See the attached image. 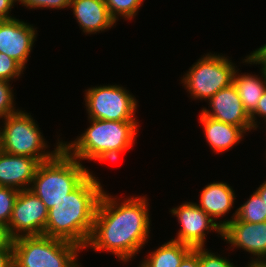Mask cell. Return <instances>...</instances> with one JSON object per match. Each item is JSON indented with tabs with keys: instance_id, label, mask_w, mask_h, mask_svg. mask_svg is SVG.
<instances>
[{
	"instance_id": "1",
	"label": "cell",
	"mask_w": 266,
	"mask_h": 267,
	"mask_svg": "<svg viewBox=\"0 0 266 267\" xmlns=\"http://www.w3.org/2000/svg\"><path fill=\"white\" fill-rule=\"evenodd\" d=\"M119 200L103 191L86 248L95 252L108 251L128 262L148 242L151 231L149 203L146 196Z\"/></svg>"
},
{
	"instance_id": "2",
	"label": "cell",
	"mask_w": 266,
	"mask_h": 267,
	"mask_svg": "<svg viewBox=\"0 0 266 267\" xmlns=\"http://www.w3.org/2000/svg\"><path fill=\"white\" fill-rule=\"evenodd\" d=\"M103 191L99 179L91 173L73 192L48 210L44 235L85 249Z\"/></svg>"
},
{
	"instance_id": "3",
	"label": "cell",
	"mask_w": 266,
	"mask_h": 267,
	"mask_svg": "<svg viewBox=\"0 0 266 267\" xmlns=\"http://www.w3.org/2000/svg\"><path fill=\"white\" fill-rule=\"evenodd\" d=\"M88 120L91 125L76 140L63 141V148L79 161L117 160L132 147L139 130L138 121Z\"/></svg>"
},
{
	"instance_id": "4",
	"label": "cell",
	"mask_w": 266,
	"mask_h": 267,
	"mask_svg": "<svg viewBox=\"0 0 266 267\" xmlns=\"http://www.w3.org/2000/svg\"><path fill=\"white\" fill-rule=\"evenodd\" d=\"M91 173L62 148L53 158L40 163L30 190L49 210L73 192Z\"/></svg>"
},
{
	"instance_id": "5",
	"label": "cell",
	"mask_w": 266,
	"mask_h": 267,
	"mask_svg": "<svg viewBox=\"0 0 266 267\" xmlns=\"http://www.w3.org/2000/svg\"><path fill=\"white\" fill-rule=\"evenodd\" d=\"M14 267H80L81 248L75 243L46 235L20 236L12 240Z\"/></svg>"
},
{
	"instance_id": "6",
	"label": "cell",
	"mask_w": 266,
	"mask_h": 267,
	"mask_svg": "<svg viewBox=\"0 0 266 267\" xmlns=\"http://www.w3.org/2000/svg\"><path fill=\"white\" fill-rule=\"evenodd\" d=\"M29 114L25 110H18L4 118V127L0 128L1 150L13 155L28 156L40 162L50 160L63 148V142L58 140L53 151H46L49 145Z\"/></svg>"
},
{
	"instance_id": "7",
	"label": "cell",
	"mask_w": 266,
	"mask_h": 267,
	"mask_svg": "<svg viewBox=\"0 0 266 267\" xmlns=\"http://www.w3.org/2000/svg\"><path fill=\"white\" fill-rule=\"evenodd\" d=\"M231 61L217 53L203 55L183 76V87L187 89L191 98L209 100L218 91L233 83L237 66Z\"/></svg>"
},
{
	"instance_id": "8",
	"label": "cell",
	"mask_w": 266,
	"mask_h": 267,
	"mask_svg": "<svg viewBox=\"0 0 266 267\" xmlns=\"http://www.w3.org/2000/svg\"><path fill=\"white\" fill-rule=\"evenodd\" d=\"M88 118L113 121H137V99L119 85L95 86L85 90Z\"/></svg>"
},
{
	"instance_id": "9",
	"label": "cell",
	"mask_w": 266,
	"mask_h": 267,
	"mask_svg": "<svg viewBox=\"0 0 266 267\" xmlns=\"http://www.w3.org/2000/svg\"><path fill=\"white\" fill-rule=\"evenodd\" d=\"M48 209L30 189L19 191L7 226L9 237L44 235Z\"/></svg>"
},
{
	"instance_id": "10",
	"label": "cell",
	"mask_w": 266,
	"mask_h": 267,
	"mask_svg": "<svg viewBox=\"0 0 266 267\" xmlns=\"http://www.w3.org/2000/svg\"><path fill=\"white\" fill-rule=\"evenodd\" d=\"M170 212L177 217L181 226L177 236L172 240L196 248L205 247L206 231L209 233L213 230L222 238V228L197 203L185 202Z\"/></svg>"
},
{
	"instance_id": "11",
	"label": "cell",
	"mask_w": 266,
	"mask_h": 267,
	"mask_svg": "<svg viewBox=\"0 0 266 267\" xmlns=\"http://www.w3.org/2000/svg\"><path fill=\"white\" fill-rule=\"evenodd\" d=\"M218 225L222 228V239L231 247L255 256L251 261H266V221L254 224L233 218L221 220Z\"/></svg>"
},
{
	"instance_id": "12",
	"label": "cell",
	"mask_w": 266,
	"mask_h": 267,
	"mask_svg": "<svg viewBox=\"0 0 266 267\" xmlns=\"http://www.w3.org/2000/svg\"><path fill=\"white\" fill-rule=\"evenodd\" d=\"M33 27V24L16 18L0 20V53L13 58L26 68L37 36V28Z\"/></svg>"
},
{
	"instance_id": "13",
	"label": "cell",
	"mask_w": 266,
	"mask_h": 267,
	"mask_svg": "<svg viewBox=\"0 0 266 267\" xmlns=\"http://www.w3.org/2000/svg\"><path fill=\"white\" fill-rule=\"evenodd\" d=\"M210 109L201 113L215 120L241 127L245 132L254 130L249 114L245 111L238 91L233 83L218 91L209 100Z\"/></svg>"
},
{
	"instance_id": "14",
	"label": "cell",
	"mask_w": 266,
	"mask_h": 267,
	"mask_svg": "<svg viewBox=\"0 0 266 267\" xmlns=\"http://www.w3.org/2000/svg\"><path fill=\"white\" fill-rule=\"evenodd\" d=\"M40 161L0 151V186L19 191L30 189Z\"/></svg>"
},
{
	"instance_id": "15",
	"label": "cell",
	"mask_w": 266,
	"mask_h": 267,
	"mask_svg": "<svg viewBox=\"0 0 266 267\" xmlns=\"http://www.w3.org/2000/svg\"><path fill=\"white\" fill-rule=\"evenodd\" d=\"M70 8L73 9L80 28L86 34H96L116 25L105 0H71Z\"/></svg>"
},
{
	"instance_id": "16",
	"label": "cell",
	"mask_w": 266,
	"mask_h": 267,
	"mask_svg": "<svg viewBox=\"0 0 266 267\" xmlns=\"http://www.w3.org/2000/svg\"><path fill=\"white\" fill-rule=\"evenodd\" d=\"M244 62L250 65H260L262 74V78L249 73L240 74L239 69L236 68L233 75V85L238 91L245 111L250 116L256 110L258 102L266 89V66L253 52L246 56L242 63Z\"/></svg>"
},
{
	"instance_id": "17",
	"label": "cell",
	"mask_w": 266,
	"mask_h": 267,
	"mask_svg": "<svg viewBox=\"0 0 266 267\" xmlns=\"http://www.w3.org/2000/svg\"><path fill=\"white\" fill-rule=\"evenodd\" d=\"M199 120L203 126L207 143L218 154L228 151L240 143L246 133L241 127L215 120L202 113H200Z\"/></svg>"
},
{
	"instance_id": "18",
	"label": "cell",
	"mask_w": 266,
	"mask_h": 267,
	"mask_svg": "<svg viewBox=\"0 0 266 267\" xmlns=\"http://www.w3.org/2000/svg\"><path fill=\"white\" fill-rule=\"evenodd\" d=\"M234 200L232 187L226 182L216 181L203 188L197 205L218 224L217 219L228 214L234 207Z\"/></svg>"
},
{
	"instance_id": "19",
	"label": "cell",
	"mask_w": 266,
	"mask_h": 267,
	"mask_svg": "<svg viewBox=\"0 0 266 267\" xmlns=\"http://www.w3.org/2000/svg\"><path fill=\"white\" fill-rule=\"evenodd\" d=\"M193 249V247L187 244L171 239L153 252H149V255H147L138 267H179L182 260Z\"/></svg>"
},
{
	"instance_id": "20",
	"label": "cell",
	"mask_w": 266,
	"mask_h": 267,
	"mask_svg": "<svg viewBox=\"0 0 266 267\" xmlns=\"http://www.w3.org/2000/svg\"><path fill=\"white\" fill-rule=\"evenodd\" d=\"M231 218L249 223H261L266 221V204L262 201L259 194L255 191L253 194L235 210Z\"/></svg>"
},
{
	"instance_id": "21",
	"label": "cell",
	"mask_w": 266,
	"mask_h": 267,
	"mask_svg": "<svg viewBox=\"0 0 266 267\" xmlns=\"http://www.w3.org/2000/svg\"><path fill=\"white\" fill-rule=\"evenodd\" d=\"M144 0H105L111 17L117 22L119 17L130 20L137 15Z\"/></svg>"
},
{
	"instance_id": "22",
	"label": "cell",
	"mask_w": 266,
	"mask_h": 267,
	"mask_svg": "<svg viewBox=\"0 0 266 267\" xmlns=\"http://www.w3.org/2000/svg\"><path fill=\"white\" fill-rule=\"evenodd\" d=\"M19 190L0 186V224L7 228Z\"/></svg>"
},
{
	"instance_id": "23",
	"label": "cell",
	"mask_w": 266,
	"mask_h": 267,
	"mask_svg": "<svg viewBox=\"0 0 266 267\" xmlns=\"http://www.w3.org/2000/svg\"><path fill=\"white\" fill-rule=\"evenodd\" d=\"M10 82L0 80V119L17 112L15 108L13 89Z\"/></svg>"
},
{
	"instance_id": "24",
	"label": "cell",
	"mask_w": 266,
	"mask_h": 267,
	"mask_svg": "<svg viewBox=\"0 0 266 267\" xmlns=\"http://www.w3.org/2000/svg\"><path fill=\"white\" fill-rule=\"evenodd\" d=\"M24 69L16 60L4 53H0V80L10 82L13 79L19 78L21 74H24Z\"/></svg>"
},
{
	"instance_id": "25",
	"label": "cell",
	"mask_w": 266,
	"mask_h": 267,
	"mask_svg": "<svg viewBox=\"0 0 266 267\" xmlns=\"http://www.w3.org/2000/svg\"><path fill=\"white\" fill-rule=\"evenodd\" d=\"M204 247H198L200 267H236L227 257H220Z\"/></svg>"
},
{
	"instance_id": "26",
	"label": "cell",
	"mask_w": 266,
	"mask_h": 267,
	"mask_svg": "<svg viewBox=\"0 0 266 267\" xmlns=\"http://www.w3.org/2000/svg\"><path fill=\"white\" fill-rule=\"evenodd\" d=\"M17 3L28 7L29 9L37 8H51V9H63L69 8L71 0H17Z\"/></svg>"
},
{
	"instance_id": "27",
	"label": "cell",
	"mask_w": 266,
	"mask_h": 267,
	"mask_svg": "<svg viewBox=\"0 0 266 267\" xmlns=\"http://www.w3.org/2000/svg\"><path fill=\"white\" fill-rule=\"evenodd\" d=\"M256 115L258 117L264 118L263 120H265L266 122V89L264 90L262 97L260 98L258 102L256 110L250 115L251 123H252L254 130L258 128V125H257L258 121H257Z\"/></svg>"
},
{
	"instance_id": "28",
	"label": "cell",
	"mask_w": 266,
	"mask_h": 267,
	"mask_svg": "<svg viewBox=\"0 0 266 267\" xmlns=\"http://www.w3.org/2000/svg\"><path fill=\"white\" fill-rule=\"evenodd\" d=\"M0 267H14L12 240L3 248H0Z\"/></svg>"
},
{
	"instance_id": "29",
	"label": "cell",
	"mask_w": 266,
	"mask_h": 267,
	"mask_svg": "<svg viewBox=\"0 0 266 267\" xmlns=\"http://www.w3.org/2000/svg\"><path fill=\"white\" fill-rule=\"evenodd\" d=\"M179 267H200L198 247L194 248L181 262Z\"/></svg>"
},
{
	"instance_id": "30",
	"label": "cell",
	"mask_w": 266,
	"mask_h": 267,
	"mask_svg": "<svg viewBox=\"0 0 266 267\" xmlns=\"http://www.w3.org/2000/svg\"><path fill=\"white\" fill-rule=\"evenodd\" d=\"M17 0H0V20H9L14 17L9 15Z\"/></svg>"
},
{
	"instance_id": "31",
	"label": "cell",
	"mask_w": 266,
	"mask_h": 267,
	"mask_svg": "<svg viewBox=\"0 0 266 267\" xmlns=\"http://www.w3.org/2000/svg\"><path fill=\"white\" fill-rule=\"evenodd\" d=\"M11 240L7 228L0 224V248L5 247Z\"/></svg>"
},
{
	"instance_id": "32",
	"label": "cell",
	"mask_w": 266,
	"mask_h": 267,
	"mask_svg": "<svg viewBox=\"0 0 266 267\" xmlns=\"http://www.w3.org/2000/svg\"><path fill=\"white\" fill-rule=\"evenodd\" d=\"M253 53L261 60L266 61V44L257 48Z\"/></svg>"
},
{
	"instance_id": "33",
	"label": "cell",
	"mask_w": 266,
	"mask_h": 267,
	"mask_svg": "<svg viewBox=\"0 0 266 267\" xmlns=\"http://www.w3.org/2000/svg\"><path fill=\"white\" fill-rule=\"evenodd\" d=\"M259 196L261 197L262 201L266 204V181L262 183L256 190Z\"/></svg>"
},
{
	"instance_id": "34",
	"label": "cell",
	"mask_w": 266,
	"mask_h": 267,
	"mask_svg": "<svg viewBox=\"0 0 266 267\" xmlns=\"http://www.w3.org/2000/svg\"><path fill=\"white\" fill-rule=\"evenodd\" d=\"M247 267H266V261H250Z\"/></svg>"
},
{
	"instance_id": "35",
	"label": "cell",
	"mask_w": 266,
	"mask_h": 267,
	"mask_svg": "<svg viewBox=\"0 0 266 267\" xmlns=\"http://www.w3.org/2000/svg\"><path fill=\"white\" fill-rule=\"evenodd\" d=\"M0 151H1V130H0Z\"/></svg>"
}]
</instances>
